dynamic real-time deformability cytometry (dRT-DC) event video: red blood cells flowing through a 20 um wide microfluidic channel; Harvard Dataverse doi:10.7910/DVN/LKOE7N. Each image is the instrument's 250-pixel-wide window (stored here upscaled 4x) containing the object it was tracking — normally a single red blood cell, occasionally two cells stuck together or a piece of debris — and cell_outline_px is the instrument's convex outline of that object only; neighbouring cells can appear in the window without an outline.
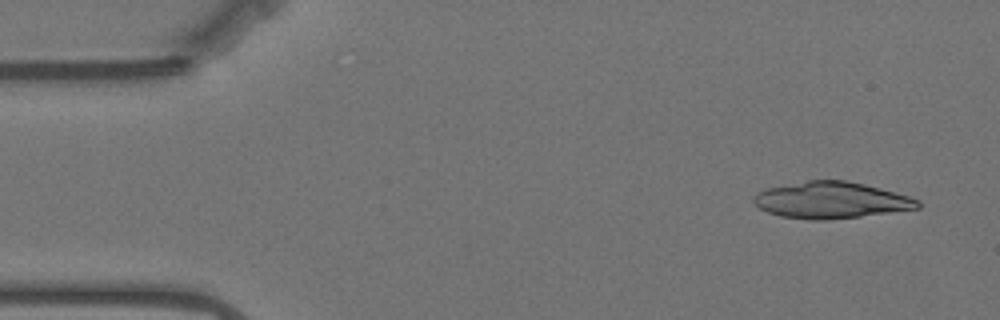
{"species": "Egyptian fruit bat (a non-hibernating species)", "species_latin": "Rousettus aegyptiacus", "temperature_condition": "warm", "stored_images_in_passage": 18, "camera_frame_rate_fps": 3000, "um_per_image_px": 0.085, "animal": {"sex": "female"}, "frame": {"image": 1, "passage_image": 3, "time_ms": 0.667, "image_size_px": [1000, 320], "cell_outline_px": [[920, 208], [860, 216], [824, 220], [812, 220], [780, 216], [768, 212], [760, 208], [752, 200], [752, 196], [756, 192], [764, 188], [808, 180], [844, 180], [864, 184], [880, 188], [908, 196], [920, 200]], "centroid_in_image_um": [70.6, 17.01], "position_along_channel_um": 14.4, "area_um2": 34.85}}